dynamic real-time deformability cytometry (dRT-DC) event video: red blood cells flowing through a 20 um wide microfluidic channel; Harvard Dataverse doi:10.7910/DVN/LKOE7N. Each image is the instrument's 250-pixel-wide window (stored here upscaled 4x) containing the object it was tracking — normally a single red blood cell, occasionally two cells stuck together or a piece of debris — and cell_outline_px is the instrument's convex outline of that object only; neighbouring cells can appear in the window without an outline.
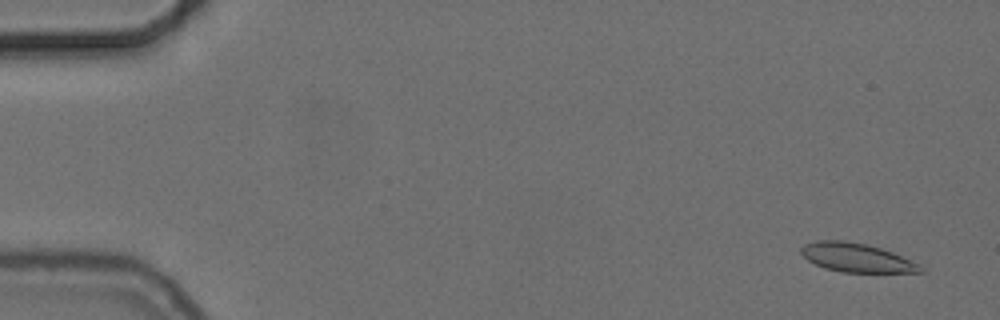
{"species": "common noctule bat (a hibernating species)", "species_latin": "Nyctalus noctula", "temperature_condition": "cold", "stored_images_in_passage": 56, "camera_frame_rate_fps": 3000, "um_per_image_px": 0.085, "animal": {"sex": "female", "body_mass_g": 24.6, "forearm_length_mm": 56.2}, "frame": {"image": 1, "passage_image": 3, "time_ms": 0.667, "image_size_px": [1000, 320], "cell_outline_px": [[924, 272], [840, 272], [824, 268], [808, 260], [800, 252], [800, 248], [804, 244], [816, 240], [844, 240], [864, 244], [880, 248], [892, 252], [920, 264], [924, 268]], "centroid_in_image_um": [72.79, 21.9], "position_along_channel_um": 12.2, "area_um2": 20.0}}
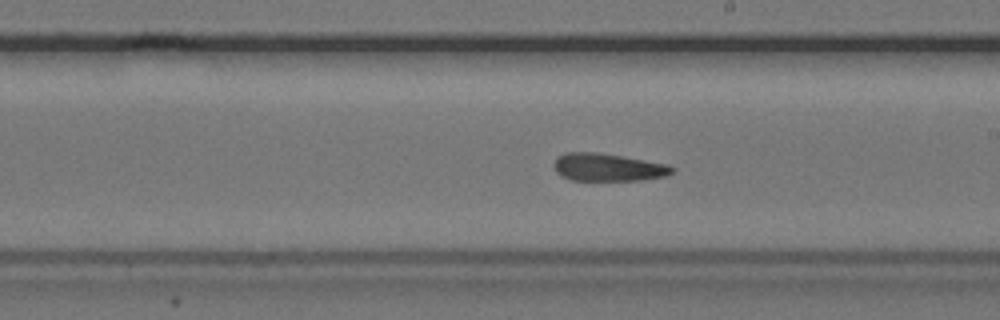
{"frame": {"image": 2, "passage_image": 32, "time_ms": 10.333, "image_size_px": [1000, 320], "cell_outline_px": [[676, 172], [668, 176], [644, 180], [572, 180], [560, 176], [556, 172], [552, 164], [556, 156], [568, 152], [596, 152], [668, 164], [676, 168]], "centroid_in_image_um": [51.69, 14.23], "position_along_channel_um": 237.3, "area_um2": 19.36}}
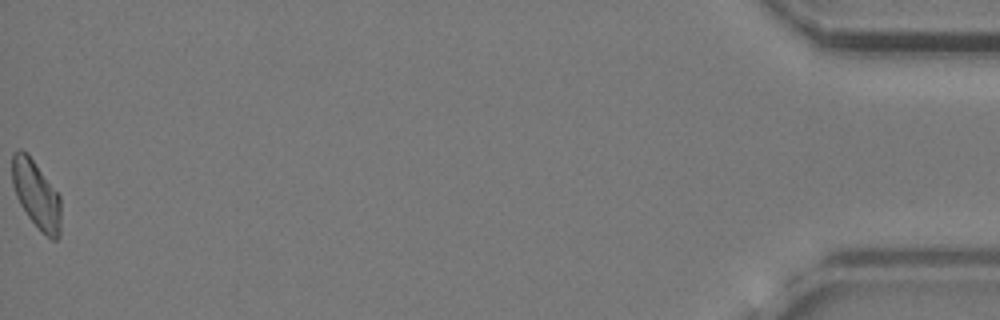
{"frame": {"image": 3, "passage_image": 56, "time_ms": 18.333, "image_size_px": [1000, 320], "cell_outline_px": [[60, 236], [56, 240], [52, 240], [28, 216], [20, 204], [16, 196], [12, 184], [12, 152], [16, 148], [20, 148], [28, 152], [60, 196]], "centroid_in_image_um": [3.06, 16.46], "position_along_channel_um": 432.1, "area_um2": 19.25}, "authors_computed_cell_mechanics": {"area_um2": 19.8832, "velocity_mm_per_s": 3.6999, "shape_relaxation_time_tau1_ms": null, "shape_relaxation_time_tau2_ms": 2.5932, "deformation_change_tau1": null, "deformation_change_tau2": 0.1001}}